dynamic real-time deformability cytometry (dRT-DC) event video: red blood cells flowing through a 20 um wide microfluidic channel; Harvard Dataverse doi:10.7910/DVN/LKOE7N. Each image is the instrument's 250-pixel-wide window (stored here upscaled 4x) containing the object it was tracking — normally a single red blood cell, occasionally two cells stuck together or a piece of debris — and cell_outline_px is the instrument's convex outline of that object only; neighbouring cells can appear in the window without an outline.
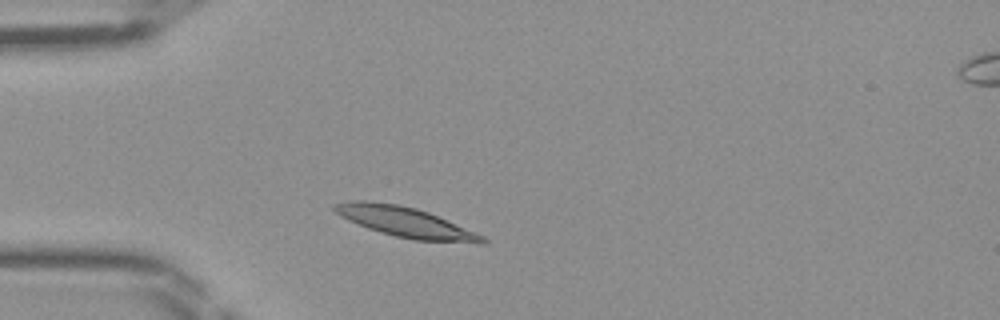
{"species": "Egyptian fruit bat (a non-hibernating species)", "species_latin": "Rousettus aegyptiacus", "temperature_condition": "room temperature", "stored_images_in_passage": 39, "camera_frame_rate_fps": 3000, "um_per_image_px": 0.085, "frame": {"image": 1, "passage_image": 5, "time_ms": 1.333, "image_size_px": [1000, 320], "cell_outline_px": [[488, 244], [480, 244], [412, 240], [380, 232], [368, 228], [348, 220], [340, 216], [332, 208], [332, 204], [356, 200], [364, 200], [396, 204], [416, 208], [428, 212], [484, 236], [488, 240]], "centroid_in_image_um": [34.49, 18.9], "position_along_channel_um": 50.5, "area_um2": 25.95}}
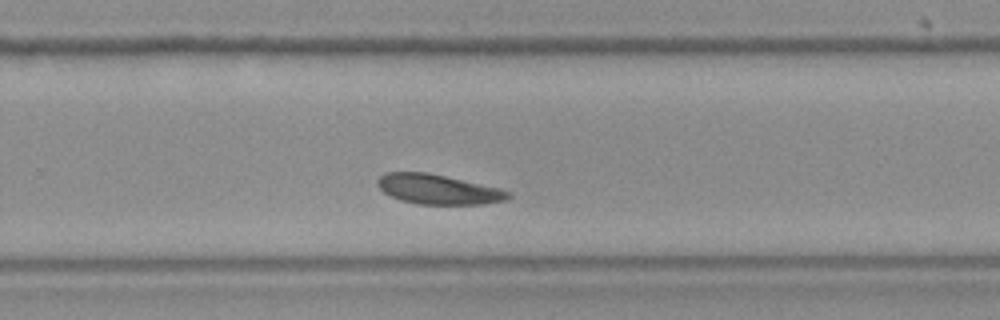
{"frame": {"image": 2, "passage_image": 23, "time_ms": 7.333, "image_size_px": [1000, 320], "cell_outline_px": [[512, 196], [508, 200], [484, 204], [420, 204], [400, 200], [384, 192], [376, 184], [376, 180], [384, 172], [428, 172], [500, 188], [512, 192]], "centroid_in_image_um": [37.27, 16.09], "position_along_channel_um": 292.5, "area_um2": 22.83}}
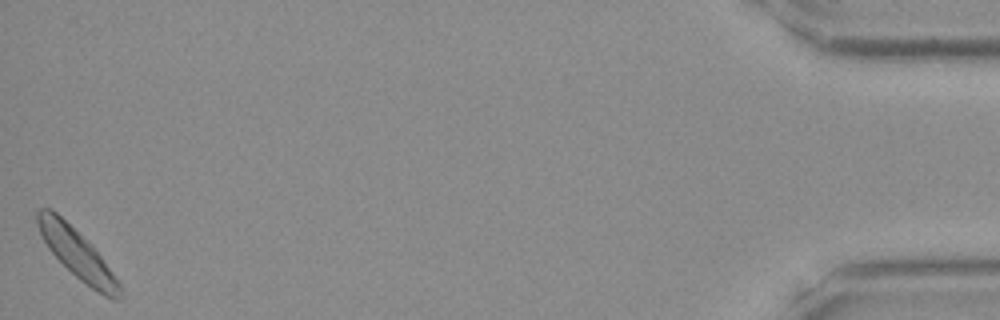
{"frame": {"image": 3, "passage_image": 39, "time_ms": 12.667, "image_size_px": [1000, 320], "cell_outline_px": [[120, 300], [112, 300], [104, 296], [80, 280], [48, 248], [36, 224], [36, 212], [40, 208], [48, 208], [56, 212], [100, 256], [112, 272], [120, 284]], "centroid_in_image_um": [6.53, 21.59], "position_along_channel_um": 428.7, "area_um2": 22.43}}